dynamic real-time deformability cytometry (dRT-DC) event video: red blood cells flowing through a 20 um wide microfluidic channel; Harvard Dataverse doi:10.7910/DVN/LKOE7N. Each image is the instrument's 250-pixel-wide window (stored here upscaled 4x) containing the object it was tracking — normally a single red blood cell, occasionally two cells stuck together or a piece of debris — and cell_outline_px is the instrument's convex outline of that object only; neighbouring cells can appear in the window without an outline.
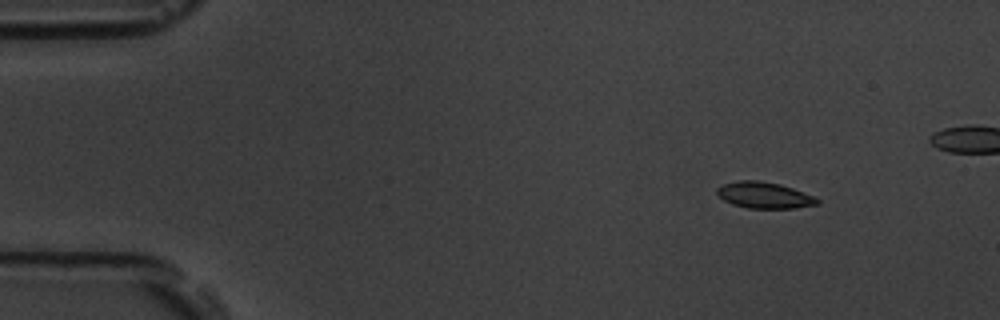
{"species": "common noctule bat (a hibernating species)", "species_latin": "Nyctalus noctula", "temperature_condition": "room temperature", "stored_images_in_passage": 9, "camera_frame_rate_fps": 3000, "um_per_image_px": 0.085, "animal": {"sex": "male", "body_mass_g": 19.5, "forearm_length_mm": 54.6}, "frame": {"image": 1, "passage_image": 1, "time_ms": 0.0, "image_size_px": [1000, 320], "cell_outline_px": [[820, 204], [792, 208], [748, 208], [732, 204], [724, 200], [716, 192], [716, 188], [724, 184], [740, 180], [760, 180], [780, 184], [792, 188], [812, 196], [820, 200]], "centroid_in_image_um": [64.95, 16.59], "position_along_channel_um": 20.1, "area_um2": 15.2}}